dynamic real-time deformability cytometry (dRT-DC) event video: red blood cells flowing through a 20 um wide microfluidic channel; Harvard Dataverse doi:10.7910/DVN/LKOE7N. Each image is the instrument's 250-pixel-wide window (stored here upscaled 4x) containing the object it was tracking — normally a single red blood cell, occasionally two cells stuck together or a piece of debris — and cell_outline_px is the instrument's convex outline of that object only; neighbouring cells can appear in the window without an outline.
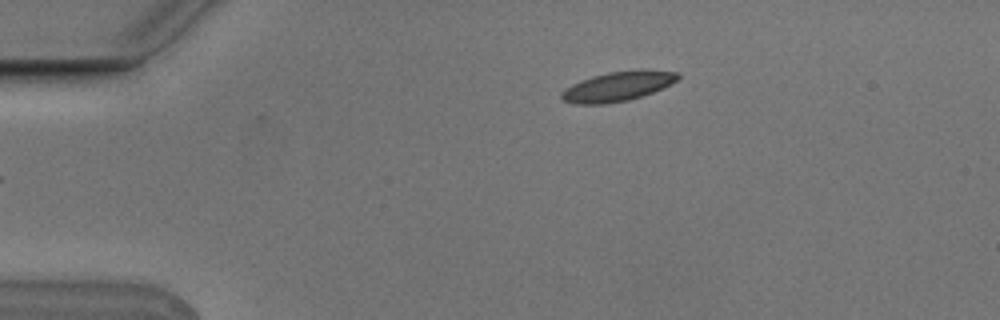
{"species": "Egyptian fruit bat (a non-hibernating species)", "species_latin": "Rousettus aegyptiacus", "temperature_condition": "cold", "stored_images_in_passage": 6, "segment_of_instrument_passage": [2, 2], "camera_frame_rate_fps": 3000, "um_per_image_px": 0.085, "animal": {"sex": "male"}, "frame": {"image": 1, "passage_image": 6, "time_ms": 1.667, "image_size_px": [1000, 320], "cell_outline_px": [[680, 76], [676, 80], [652, 92], [628, 100], [604, 104], [572, 104], [560, 100], [560, 92], [572, 84], [580, 80], [592, 76], [608, 72], [680, 72]], "centroid_in_image_um": [52.34, 7.39], "position_along_channel_um": 32.7, "area_um2": 19.25}}